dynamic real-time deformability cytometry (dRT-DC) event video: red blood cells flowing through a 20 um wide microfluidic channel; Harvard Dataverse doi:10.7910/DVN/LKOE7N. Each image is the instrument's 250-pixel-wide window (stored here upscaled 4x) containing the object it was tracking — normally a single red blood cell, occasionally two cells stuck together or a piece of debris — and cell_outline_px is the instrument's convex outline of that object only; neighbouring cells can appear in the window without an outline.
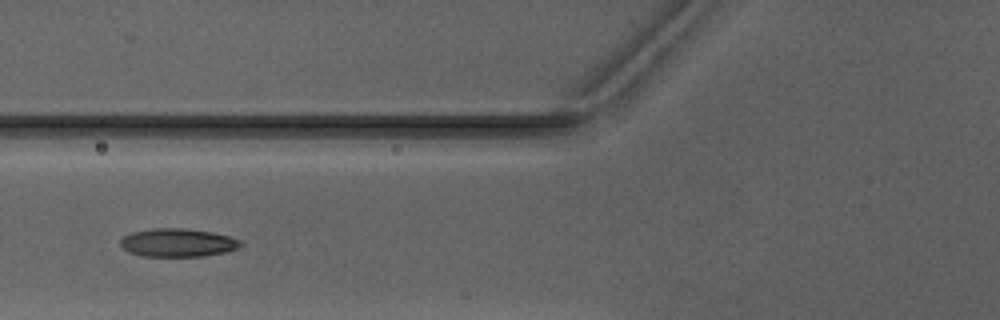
{"species": "Egyptian fruit bat (a non-hibernating species)", "species_latin": "Rousettus aegyptiacus", "temperature_condition": "warm", "stored_images_in_passage": 4, "camera_frame_rate_fps": 3000, "um_per_image_px": 0.085, "animal": {"sex": "male"}, "frame": {"image": 1, "passage_image": 4, "time_ms": 4.333, "image_size_px": [1000, 320], "cell_outline_px": [[244, 244], [236, 248], [224, 252], [204, 256], [144, 256], [128, 252], [120, 248], [120, 240], [124, 236], [132, 232], [156, 228], [184, 228], [212, 232], [228, 236], [240, 240]], "centroid_in_image_um": [15.07, 20.63], "position_along_channel_um": 110.7, "area_um2": 19.77}}